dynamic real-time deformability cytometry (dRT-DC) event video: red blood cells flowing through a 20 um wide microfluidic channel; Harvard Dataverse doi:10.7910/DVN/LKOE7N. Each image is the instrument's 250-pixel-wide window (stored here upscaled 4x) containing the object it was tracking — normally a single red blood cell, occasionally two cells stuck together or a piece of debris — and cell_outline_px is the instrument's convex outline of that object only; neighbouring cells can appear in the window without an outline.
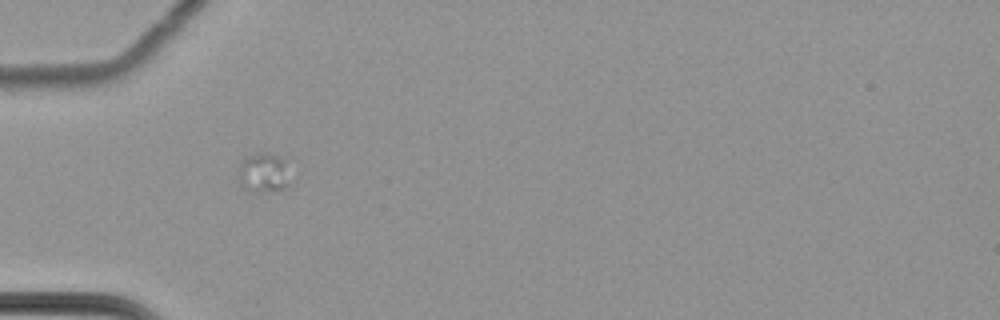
{"species": "common noctule bat (a hibernating species)", "species_latin": "Nyctalus noctula", "temperature_condition": "cold", "stored_images_in_passage": 8, "camera_frame_rate_fps": 3000, "um_per_image_px": 0.085, "animal": {"sex": "female", "body_mass_g": 22.7, "forearm_length_mm": 54.2}, "frame": {"image": 1, "passage_image": 2, "time_ms": 0.333, "image_size_px": [1000, 320], "cell_outline_px": [[296, 176], [284, 188], [260, 192], [248, 192], [240, 184], [240, 164], [248, 156], [256, 152], [264, 152], [280, 156], [284, 160]], "centroid_in_image_um": [22.51, 14.68], "position_along_channel_um": 62.5, "area_um2": 12.37}}